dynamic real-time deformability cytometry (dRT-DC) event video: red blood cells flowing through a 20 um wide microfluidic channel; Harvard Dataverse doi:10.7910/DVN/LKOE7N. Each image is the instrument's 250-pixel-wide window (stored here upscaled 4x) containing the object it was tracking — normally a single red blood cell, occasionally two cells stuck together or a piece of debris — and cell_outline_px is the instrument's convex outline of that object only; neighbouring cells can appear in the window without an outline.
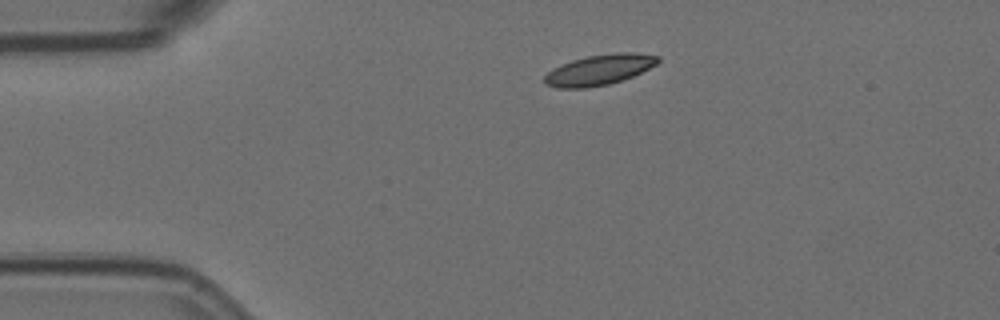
{"species": "Egyptian fruit bat (a non-hibernating species)", "species_latin": "Rousettus aegyptiacus", "temperature_condition": "room temperature", "stored_images_in_passage": 5, "camera_frame_rate_fps": 3000, "um_per_image_px": 0.085, "animal": {"sex": "female"}, "frame": {"image": 1, "passage_image": 1, "time_ms": 0.0, "image_size_px": [1000, 320], "cell_outline_px": [[660, 60], [656, 64], [632, 76], [608, 84], [584, 88], [556, 88], [544, 84], [544, 76], [552, 68], [572, 60], [588, 56], [616, 52], [632, 52], [660, 56]], "centroid_in_image_um": [50.9, 5.93], "position_along_channel_um": 34.1, "area_um2": 20.0}}
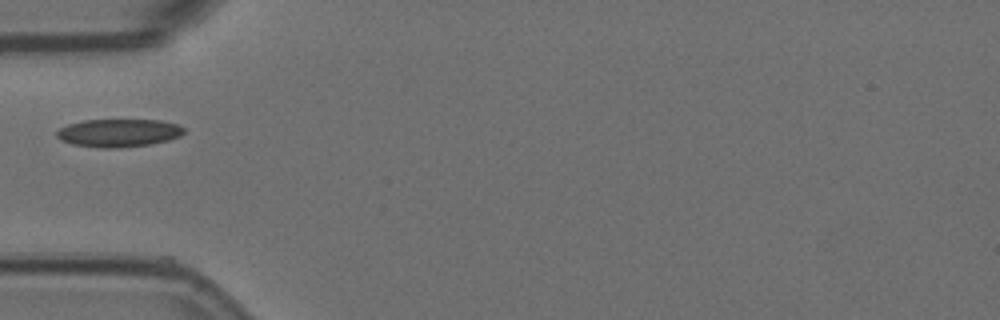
{"frame": {"image": 2, "passage_image": 3, "time_ms": 0.667, "image_size_px": [1000, 320], "cell_outline_px": [[184, 132], [180, 136], [168, 140], [148, 144], [116, 148], [100, 148], [72, 144], [60, 140], [56, 136], [56, 132], [60, 128], [68, 124], [84, 120], [160, 120], [180, 124], [184, 128]], "centroid_in_image_um": [10.08, 11.29], "position_along_channel_um": 74.9, "area_um2": 20.75}}
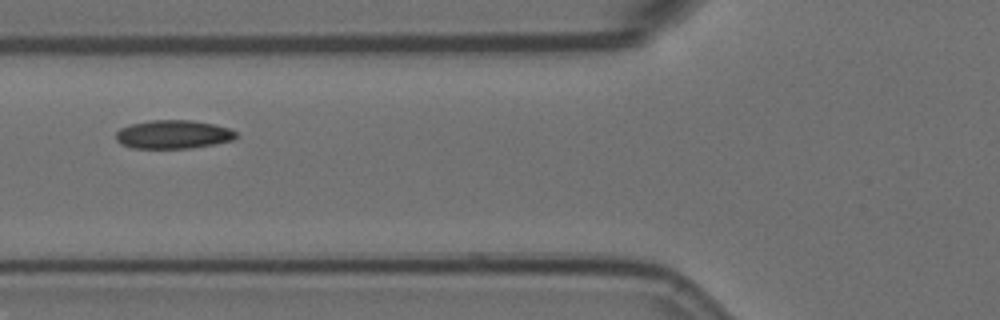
{"frame": {"image": 3, "passage_image": 4, "time_ms": 1.0, "image_size_px": [1000, 320], "cell_outline_px": [[236, 136], [232, 140], [216, 144], [192, 148], [132, 148], [120, 144], [116, 140], [116, 132], [120, 128], [132, 124], [152, 120], [188, 120], [212, 124], [228, 128], [236, 132]], "centroid_in_image_um": [14.69, 11.43], "position_along_channel_um": 111.1, "area_um2": 19.88}}